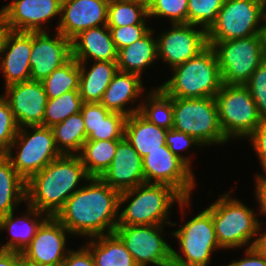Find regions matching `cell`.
Wrapping results in <instances>:
<instances>
[{
    "mask_svg": "<svg viewBox=\"0 0 266 266\" xmlns=\"http://www.w3.org/2000/svg\"><path fill=\"white\" fill-rule=\"evenodd\" d=\"M54 38L47 31L32 32L30 80L42 81L72 58V41L57 30Z\"/></svg>",
    "mask_w": 266,
    "mask_h": 266,
    "instance_id": "e0dca14e",
    "label": "cell"
},
{
    "mask_svg": "<svg viewBox=\"0 0 266 266\" xmlns=\"http://www.w3.org/2000/svg\"><path fill=\"white\" fill-rule=\"evenodd\" d=\"M230 194L224 193L207 207L212 214L218 244L222 249H238L247 244L252 247L250 241L256 237L262 222L257 218V212Z\"/></svg>",
    "mask_w": 266,
    "mask_h": 266,
    "instance_id": "5b68a950",
    "label": "cell"
},
{
    "mask_svg": "<svg viewBox=\"0 0 266 266\" xmlns=\"http://www.w3.org/2000/svg\"><path fill=\"white\" fill-rule=\"evenodd\" d=\"M216 53L224 84L245 85L264 61L258 35L228 41H207Z\"/></svg>",
    "mask_w": 266,
    "mask_h": 266,
    "instance_id": "8fae6325",
    "label": "cell"
},
{
    "mask_svg": "<svg viewBox=\"0 0 266 266\" xmlns=\"http://www.w3.org/2000/svg\"><path fill=\"white\" fill-rule=\"evenodd\" d=\"M127 116L110 112L87 136L86 140H121L124 137V128Z\"/></svg>",
    "mask_w": 266,
    "mask_h": 266,
    "instance_id": "74e56055",
    "label": "cell"
},
{
    "mask_svg": "<svg viewBox=\"0 0 266 266\" xmlns=\"http://www.w3.org/2000/svg\"><path fill=\"white\" fill-rule=\"evenodd\" d=\"M23 266H33V265H28V264L24 263Z\"/></svg>",
    "mask_w": 266,
    "mask_h": 266,
    "instance_id": "db71d44e",
    "label": "cell"
},
{
    "mask_svg": "<svg viewBox=\"0 0 266 266\" xmlns=\"http://www.w3.org/2000/svg\"><path fill=\"white\" fill-rule=\"evenodd\" d=\"M142 5H144L147 9L149 8V6L152 4V2L154 0H134Z\"/></svg>",
    "mask_w": 266,
    "mask_h": 266,
    "instance_id": "f5cc1de1",
    "label": "cell"
},
{
    "mask_svg": "<svg viewBox=\"0 0 266 266\" xmlns=\"http://www.w3.org/2000/svg\"><path fill=\"white\" fill-rule=\"evenodd\" d=\"M56 147L61 154L78 155L86 141L84 119L81 112L67 117L51 127Z\"/></svg>",
    "mask_w": 266,
    "mask_h": 266,
    "instance_id": "f546056e",
    "label": "cell"
},
{
    "mask_svg": "<svg viewBox=\"0 0 266 266\" xmlns=\"http://www.w3.org/2000/svg\"><path fill=\"white\" fill-rule=\"evenodd\" d=\"M62 266H95V262L90 250L83 245L75 251L70 249Z\"/></svg>",
    "mask_w": 266,
    "mask_h": 266,
    "instance_id": "f6af8a7d",
    "label": "cell"
},
{
    "mask_svg": "<svg viewBox=\"0 0 266 266\" xmlns=\"http://www.w3.org/2000/svg\"><path fill=\"white\" fill-rule=\"evenodd\" d=\"M172 28L163 31L157 38V57L174 67L195 57L207 44V32L189 23L170 24Z\"/></svg>",
    "mask_w": 266,
    "mask_h": 266,
    "instance_id": "9a60e30c",
    "label": "cell"
},
{
    "mask_svg": "<svg viewBox=\"0 0 266 266\" xmlns=\"http://www.w3.org/2000/svg\"><path fill=\"white\" fill-rule=\"evenodd\" d=\"M80 112L84 119L87 137L111 111L100 102H83Z\"/></svg>",
    "mask_w": 266,
    "mask_h": 266,
    "instance_id": "7bdbcfd3",
    "label": "cell"
},
{
    "mask_svg": "<svg viewBox=\"0 0 266 266\" xmlns=\"http://www.w3.org/2000/svg\"><path fill=\"white\" fill-rule=\"evenodd\" d=\"M142 78L137 74L118 70L103 93L100 103L111 112H118L127 117L138 113L141 107L139 103L134 108H126L128 103L134 105L135 101L143 96L145 86Z\"/></svg>",
    "mask_w": 266,
    "mask_h": 266,
    "instance_id": "7402d4cb",
    "label": "cell"
},
{
    "mask_svg": "<svg viewBox=\"0 0 266 266\" xmlns=\"http://www.w3.org/2000/svg\"><path fill=\"white\" fill-rule=\"evenodd\" d=\"M80 69L79 94L83 102H100L114 74L117 62L93 61L92 67L78 62ZM89 71H88V69Z\"/></svg>",
    "mask_w": 266,
    "mask_h": 266,
    "instance_id": "484cf974",
    "label": "cell"
},
{
    "mask_svg": "<svg viewBox=\"0 0 266 266\" xmlns=\"http://www.w3.org/2000/svg\"><path fill=\"white\" fill-rule=\"evenodd\" d=\"M145 183L166 184L184 198H191L196 187L192 169L175 156L165 144L160 150L149 152L142 158Z\"/></svg>",
    "mask_w": 266,
    "mask_h": 266,
    "instance_id": "4fadbf2b",
    "label": "cell"
},
{
    "mask_svg": "<svg viewBox=\"0 0 266 266\" xmlns=\"http://www.w3.org/2000/svg\"><path fill=\"white\" fill-rule=\"evenodd\" d=\"M191 198H184L177 190L166 184L143 183L120 192L118 225H161L177 226L170 222L171 206L175 202L183 212L191 204ZM130 200V202H128ZM126 202V203H125ZM128 202V203H127ZM185 208V209H184Z\"/></svg>",
    "mask_w": 266,
    "mask_h": 266,
    "instance_id": "3957f363",
    "label": "cell"
},
{
    "mask_svg": "<svg viewBox=\"0 0 266 266\" xmlns=\"http://www.w3.org/2000/svg\"><path fill=\"white\" fill-rule=\"evenodd\" d=\"M31 52L32 32L6 30L0 51V70L4 75L5 87L30 80Z\"/></svg>",
    "mask_w": 266,
    "mask_h": 266,
    "instance_id": "ffe728a7",
    "label": "cell"
},
{
    "mask_svg": "<svg viewBox=\"0 0 266 266\" xmlns=\"http://www.w3.org/2000/svg\"><path fill=\"white\" fill-rule=\"evenodd\" d=\"M68 229L48 216L38 227L30 244L21 252L23 262L33 266H62L67 253Z\"/></svg>",
    "mask_w": 266,
    "mask_h": 266,
    "instance_id": "5bb4252c",
    "label": "cell"
},
{
    "mask_svg": "<svg viewBox=\"0 0 266 266\" xmlns=\"http://www.w3.org/2000/svg\"><path fill=\"white\" fill-rule=\"evenodd\" d=\"M215 99L220 126L228 141L248 139L263 121L246 85L223 83Z\"/></svg>",
    "mask_w": 266,
    "mask_h": 266,
    "instance_id": "52a82bcc",
    "label": "cell"
},
{
    "mask_svg": "<svg viewBox=\"0 0 266 266\" xmlns=\"http://www.w3.org/2000/svg\"><path fill=\"white\" fill-rule=\"evenodd\" d=\"M7 28L5 27L2 19L0 18V51H1V45L4 38V35L6 33Z\"/></svg>",
    "mask_w": 266,
    "mask_h": 266,
    "instance_id": "816d5d0a",
    "label": "cell"
},
{
    "mask_svg": "<svg viewBox=\"0 0 266 266\" xmlns=\"http://www.w3.org/2000/svg\"><path fill=\"white\" fill-rule=\"evenodd\" d=\"M83 101L79 90H72L63 93L58 98L48 99L45 107L43 126L52 127L61 123L67 117L77 114L81 111Z\"/></svg>",
    "mask_w": 266,
    "mask_h": 266,
    "instance_id": "e575fe53",
    "label": "cell"
},
{
    "mask_svg": "<svg viewBox=\"0 0 266 266\" xmlns=\"http://www.w3.org/2000/svg\"><path fill=\"white\" fill-rule=\"evenodd\" d=\"M256 156L259 158L263 172H266V120L255 129V131L248 137Z\"/></svg>",
    "mask_w": 266,
    "mask_h": 266,
    "instance_id": "ee69618b",
    "label": "cell"
},
{
    "mask_svg": "<svg viewBox=\"0 0 266 266\" xmlns=\"http://www.w3.org/2000/svg\"><path fill=\"white\" fill-rule=\"evenodd\" d=\"M167 130L149 122L138 112L126 118L124 137L143 158L166 144Z\"/></svg>",
    "mask_w": 266,
    "mask_h": 266,
    "instance_id": "d4e9b609",
    "label": "cell"
},
{
    "mask_svg": "<svg viewBox=\"0 0 266 266\" xmlns=\"http://www.w3.org/2000/svg\"><path fill=\"white\" fill-rule=\"evenodd\" d=\"M74 192L55 218L70 235L88 238L114 233L119 220L120 192L91 177Z\"/></svg>",
    "mask_w": 266,
    "mask_h": 266,
    "instance_id": "6da1fadb",
    "label": "cell"
},
{
    "mask_svg": "<svg viewBox=\"0 0 266 266\" xmlns=\"http://www.w3.org/2000/svg\"><path fill=\"white\" fill-rule=\"evenodd\" d=\"M19 127L7 98L0 95V154H6L14 141Z\"/></svg>",
    "mask_w": 266,
    "mask_h": 266,
    "instance_id": "f35d334b",
    "label": "cell"
},
{
    "mask_svg": "<svg viewBox=\"0 0 266 266\" xmlns=\"http://www.w3.org/2000/svg\"><path fill=\"white\" fill-rule=\"evenodd\" d=\"M245 85L256 103L261 119L266 120V60L255 69Z\"/></svg>",
    "mask_w": 266,
    "mask_h": 266,
    "instance_id": "ab89813d",
    "label": "cell"
},
{
    "mask_svg": "<svg viewBox=\"0 0 266 266\" xmlns=\"http://www.w3.org/2000/svg\"><path fill=\"white\" fill-rule=\"evenodd\" d=\"M266 19V0H224L207 41H228L258 35Z\"/></svg>",
    "mask_w": 266,
    "mask_h": 266,
    "instance_id": "30bf717a",
    "label": "cell"
},
{
    "mask_svg": "<svg viewBox=\"0 0 266 266\" xmlns=\"http://www.w3.org/2000/svg\"><path fill=\"white\" fill-rule=\"evenodd\" d=\"M172 108V128L192 136L202 147L227 143L215 97H172Z\"/></svg>",
    "mask_w": 266,
    "mask_h": 266,
    "instance_id": "8992f818",
    "label": "cell"
},
{
    "mask_svg": "<svg viewBox=\"0 0 266 266\" xmlns=\"http://www.w3.org/2000/svg\"><path fill=\"white\" fill-rule=\"evenodd\" d=\"M262 228V224H260L257 235L252 242V248L255 249V251L264 259H266V230L260 231Z\"/></svg>",
    "mask_w": 266,
    "mask_h": 266,
    "instance_id": "681fc988",
    "label": "cell"
},
{
    "mask_svg": "<svg viewBox=\"0 0 266 266\" xmlns=\"http://www.w3.org/2000/svg\"><path fill=\"white\" fill-rule=\"evenodd\" d=\"M153 28L141 39L118 51L117 69L142 77V72L151 66L157 57V38Z\"/></svg>",
    "mask_w": 266,
    "mask_h": 266,
    "instance_id": "4316f807",
    "label": "cell"
},
{
    "mask_svg": "<svg viewBox=\"0 0 266 266\" xmlns=\"http://www.w3.org/2000/svg\"><path fill=\"white\" fill-rule=\"evenodd\" d=\"M21 202H26V181L6 155L0 154V217L14 211Z\"/></svg>",
    "mask_w": 266,
    "mask_h": 266,
    "instance_id": "f1b7e54d",
    "label": "cell"
},
{
    "mask_svg": "<svg viewBox=\"0 0 266 266\" xmlns=\"http://www.w3.org/2000/svg\"><path fill=\"white\" fill-rule=\"evenodd\" d=\"M149 92L144 99L146 101L140 103L139 113L149 122L171 129L173 127L172 97L167 96L159 87Z\"/></svg>",
    "mask_w": 266,
    "mask_h": 266,
    "instance_id": "d6a6232c",
    "label": "cell"
},
{
    "mask_svg": "<svg viewBox=\"0 0 266 266\" xmlns=\"http://www.w3.org/2000/svg\"><path fill=\"white\" fill-rule=\"evenodd\" d=\"M245 258L235 260L226 266H266V259L261 257L254 248L247 247L245 249Z\"/></svg>",
    "mask_w": 266,
    "mask_h": 266,
    "instance_id": "bcb514c9",
    "label": "cell"
},
{
    "mask_svg": "<svg viewBox=\"0 0 266 266\" xmlns=\"http://www.w3.org/2000/svg\"><path fill=\"white\" fill-rule=\"evenodd\" d=\"M161 225H117L114 233L122 240L137 266H171L172 247ZM162 233V235H161Z\"/></svg>",
    "mask_w": 266,
    "mask_h": 266,
    "instance_id": "7c38bea8",
    "label": "cell"
},
{
    "mask_svg": "<svg viewBox=\"0 0 266 266\" xmlns=\"http://www.w3.org/2000/svg\"><path fill=\"white\" fill-rule=\"evenodd\" d=\"M169 18L171 24L188 23V0H154L148 18Z\"/></svg>",
    "mask_w": 266,
    "mask_h": 266,
    "instance_id": "8d00e7d4",
    "label": "cell"
},
{
    "mask_svg": "<svg viewBox=\"0 0 266 266\" xmlns=\"http://www.w3.org/2000/svg\"><path fill=\"white\" fill-rule=\"evenodd\" d=\"M80 69L75 58H71L42 80L48 99H54L63 93L79 90Z\"/></svg>",
    "mask_w": 266,
    "mask_h": 266,
    "instance_id": "1f68e13d",
    "label": "cell"
},
{
    "mask_svg": "<svg viewBox=\"0 0 266 266\" xmlns=\"http://www.w3.org/2000/svg\"><path fill=\"white\" fill-rule=\"evenodd\" d=\"M23 264L20 252L0 250V266H23Z\"/></svg>",
    "mask_w": 266,
    "mask_h": 266,
    "instance_id": "c3c4849f",
    "label": "cell"
},
{
    "mask_svg": "<svg viewBox=\"0 0 266 266\" xmlns=\"http://www.w3.org/2000/svg\"><path fill=\"white\" fill-rule=\"evenodd\" d=\"M148 9L134 0H109L107 26L146 24Z\"/></svg>",
    "mask_w": 266,
    "mask_h": 266,
    "instance_id": "836d02e7",
    "label": "cell"
},
{
    "mask_svg": "<svg viewBox=\"0 0 266 266\" xmlns=\"http://www.w3.org/2000/svg\"><path fill=\"white\" fill-rule=\"evenodd\" d=\"M99 178L119 192L145 183L142 157L125 137L118 142L111 165Z\"/></svg>",
    "mask_w": 266,
    "mask_h": 266,
    "instance_id": "44dd1931",
    "label": "cell"
},
{
    "mask_svg": "<svg viewBox=\"0 0 266 266\" xmlns=\"http://www.w3.org/2000/svg\"><path fill=\"white\" fill-rule=\"evenodd\" d=\"M264 174H256L254 195H256V202L259 204V213L266 217V172Z\"/></svg>",
    "mask_w": 266,
    "mask_h": 266,
    "instance_id": "7dc6e473",
    "label": "cell"
},
{
    "mask_svg": "<svg viewBox=\"0 0 266 266\" xmlns=\"http://www.w3.org/2000/svg\"><path fill=\"white\" fill-rule=\"evenodd\" d=\"M172 236L178 240L180 254L172 249L171 266H208L211 256L219 246L211 212L205 210L180 224Z\"/></svg>",
    "mask_w": 266,
    "mask_h": 266,
    "instance_id": "9c48e42d",
    "label": "cell"
},
{
    "mask_svg": "<svg viewBox=\"0 0 266 266\" xmlns=\"http://www.w3.org/2000/svg\"><path fill=\"white\" fill-rule=\"evenodd\" d=\"M224 0H188V23L206 32L216 22Z\"/></svg>",
    "mask_w": 266,
    "mask_h": 266,
    "instance_id": "d590c367",
    "label": "cell"
},
{
    "mask_svg": "<svg viewBox=\"0 0 266 266\" xmlns=\"http://www.w3.org/2000/svg\"><path fill=\"white\" fill-rule=\"evenodd\" d=\"M120 140H86L78 154L87 174L100 177L111 165Z\"/></svg>",
    "mask_w": 266,
    "mask_h": 266,
    "instance_id": "4dcf8cb0",
    "label": "cell"
},
{
    "mask_svg": "<svg viewBox=\"0 0 266 266\" xmlns=\"http://www.w3.org/2000/svg\"><path fill=\"white\" fill-rule=\"evenodd\" d=\"M72 57L78 62H117L118 50L107 25L92 27L72 40Z\"/></svg>",
    "mask_w": 266,
    "mask_h": 266,
    "instance_id": "603a6c76",
    "label": "cell"
},
{
    "mask_svg": "<svg viewBox=\"0 0 266 266\" xmlns=\"http://www.w3.org/2000/svg\"><path fill=\"white\" fill-rule=\"evenodd\" d=\"M25 214L14 217V211L0 217V231H8L11 238L4 245L0 244V250L22 252L34 238L38 227L48 217L34 207L27 205ZM21 223V224H20Z\"/></svg>",
    "mask_w": 266,
    "mask_h": 266,
    "instance_id": "cb8c5ba5",
    "label": "cell"
},
{
    "mask_svg": "<svg viewBox=\"0 0 266 266\" xmlns=\"http://www.w3.org/2000/svg\"><path fill=\"white\" fill-rule=\"evenodd\" d=\"M258 36L261 43L263 58L266 60V19L263 21V24L258 32Z\"/></svg>",
    "mask_w": 266,
    "mask_h": 266,
    "instance_id": "f907efd6",
    "label": "cell"
},
{
    "mask_svg": "<svg viewBox=\"0 0 266 266\" xmlns=\"http://www.w3.org/2000/svg\"><path fill=\"white\" fill-rule=\"evenodd\" d=\"M108 4L109 0H62L57 31L72 41L86 29L107 25Z\"/></svg>",
    "mask_w": 266,
    "mask_h": 266,
    "instance_id": "d6986e66",
    "label": "cell"
},
{
    "mask_svg": "<svg viewBox=\"0 0 266 266\" xmlns=\"http://www.w3.org/2000/svg\"><path fill=\"white\" fill-rule=\"evenodd\" d=\"M108 28L110 29L112 39L118 51L141 39L151 30V27H147L146 24H134Z\"/></svg>",
    "mask_w": 266,
    "mask_h": 266,
    "instance_id": "60d3db41",
    "label": "cell"
},
{
    "mask_svg": "<svg viewBox=\"0 0 266 266\" xmlns=\"http://www.w3.org/2000/svg\"><path fill=\"white\" fill-rule=\"evenodd\" d=\"M16 147L18 152L13 156ZM5 155L17 173L27 181L62 154L56 147L52 129L36 125L19 128Z\"/></svg>",
    "mask_w": 266,
    "mask_h": 266,
    "instance_id": "ba28073f",
    "label": "cell"
},
{
    "mask_svg": "<svg viewBox=\"0 0 266 266\" xmlns=\"http://www.w3.org/2000/svg\"><path fill=\"white\" fill-rule=\"evenodd\" d=\"M62 0H12L0 9V18L7 30L18 32L46 31L44 24L58 15ZM45 29V30H44Z\"/></svg>",
    "mask_w": 266,
    "mask_h": 266,
    "instance_id": "2e32d148",
    "label": "cell"
},
{
    "mask_svg": "<svg viewBox=\"0 0 266 266\" xmlns=\"http://www.w3.org/2000/svg\"><path fill=\"white\" fill-rule=\"evenodd\" d=\"M171 70L173 76L158 86L169 97H215L223 85L218 59L211 45Z\"/></svg>",
    "mask_w": 266,
    "mask_h": 266,
    "instance_id": "277c9868",
    "label": "cell"
},
{
    "mask_svg": "<svg viewBox=\"0 0 266 266\" xmlns=\"http://www.w3.org/2000/svg\"><path fill=\"white\" fill-rule=\"evenodd\" d=\"M89 239L85 246L90 250L95 266H137L131 253L115 233Z\"/></svg>",
    "mask_w": 266,
    "mask_h": 266,
    "instance_id": "83f0119b",
    "label": "cell"
},
{
    "mask_svg": "<svg viewBox=\"0 0 266 266\" xmlns=\"http://www.w3.org/2000/svg\"><path fill=\"white\" fill-rule=\"evenodd\" d=\"M166 145L168 146L169 150L177 157L181 158L191 169L192 160L190 157H187L185 155H182L179 151H185L189 148L191 149V146H197L202 147V145L195 140L192 136L178 131L174 128L168 129L166 133Z\"/></svg>",
    "mask_w": 266,
    "mask_h": 266,
    "instance_id": "b9f144b4",
    "label": "cell"
},
{
    "mask_svg": "<svg viewBox=\"0 0 266 266\" xmlns=\"http://www.w3.org/2000/svg\"><path fill=\"white\" fill-rule=\"evenodd\" d=\"M4 96L13 112L19 128L43 126L48 97L41 81L27 80L8 85Z\"/></svg>",
    "mask_w": 266,
    "mask_h": 266,
    "instance_id": "ac0fdd59",
    "label": "cell"
},
{
    "mask_svg": "<svg viewBox=\"0 0 266 266\" xmlns=\"http://www.w3.org/2000/svg\"><path fill=\"white\" fill-rule=\"evenodd\" d=\"M90 178L79 155L62 154L26 181V205L55 217Z\"/></svg>",
    "mask_w": 266,
    "mask_h": 266,
    "instance_id": "7a4b0ae2",
    "label": "cell"
}]
</instances>
